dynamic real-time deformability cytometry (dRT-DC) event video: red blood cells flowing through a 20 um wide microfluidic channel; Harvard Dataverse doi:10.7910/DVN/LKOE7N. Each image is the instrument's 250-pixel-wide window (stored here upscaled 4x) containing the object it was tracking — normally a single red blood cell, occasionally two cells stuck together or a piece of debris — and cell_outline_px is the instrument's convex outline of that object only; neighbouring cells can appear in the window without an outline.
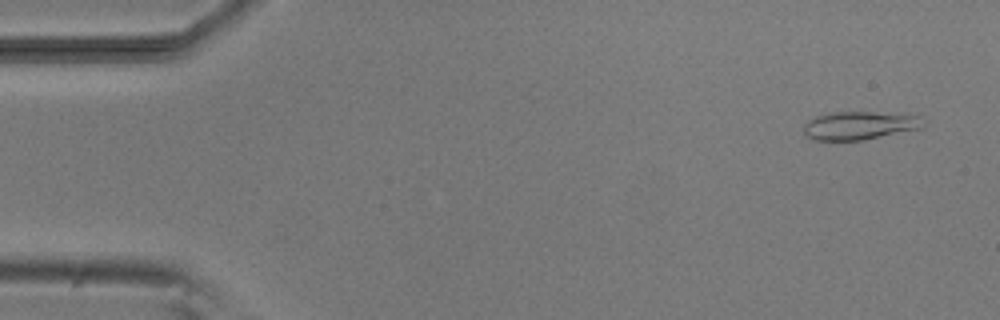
{"species": "common noctule bat (a hibernating species)", "species_latin": "Nyctalus noctula", "temperature_condition": "room temperature", "stored_images_in_passage": 4, "camera_frame_rate_fps": 3000, "um_per_image_px": 0.085, "animal": {"sex": "male", "body_mass_g": 20.5, "forearm_length_mm": 52.5}, "frame": {"image": 1, "passage_image": 1, "time_ms": 0.0, "image_size_px": [1000, 320], "cell_outline_px": [[924, 128], [864, 140], [812, 140], [804, 132], [804, 124], [808, 120], [816, 116], [832, 112], [872, 112], [920, 116], [924, 124]], "centroid_in_image_um": [73.06, 10.67], "position_along_channel_um": 11.9, "area_um2": 19.65}}
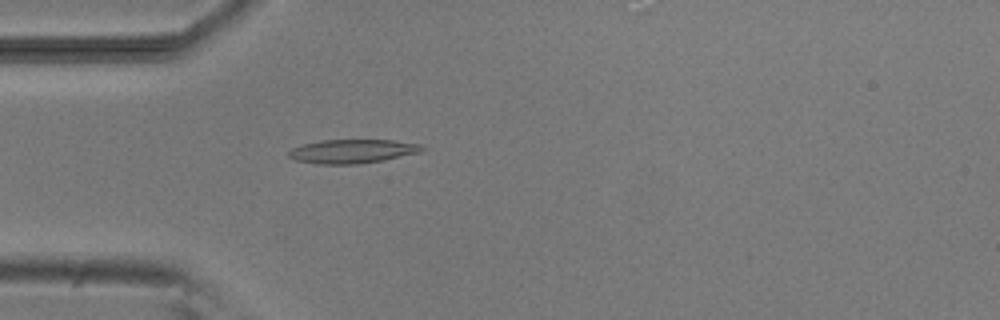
{"frame": {"image": 2, "passage_image": 4, "time_ms": 4.0, "image_size_px": [1000, 320], "cell_outline_px": [[424, 148], [420, 152], [384, 160], [360, 164], [316, 164], [296, 160], [288, 156], [288, 152], [292, 148], [304, 144], [320, 140], [392, 140], [420, 144]], "centroid_in_image_um": [29.93, 12.86], "position_along_channel_um": 55.1, "area_um2": 18.5}}